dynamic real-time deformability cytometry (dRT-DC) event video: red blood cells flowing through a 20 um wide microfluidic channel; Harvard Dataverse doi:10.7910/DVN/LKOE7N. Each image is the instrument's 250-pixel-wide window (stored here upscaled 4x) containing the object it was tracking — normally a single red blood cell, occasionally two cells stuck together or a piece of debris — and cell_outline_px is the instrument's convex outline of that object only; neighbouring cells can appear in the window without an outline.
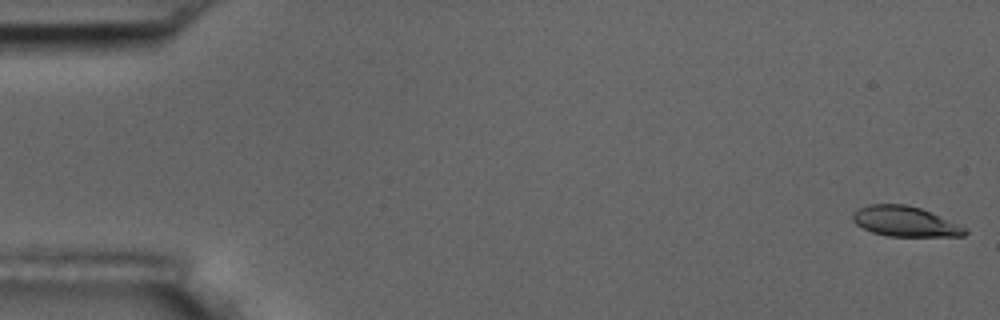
{"species": "common noctule bat (a hibernating species)", "species_latin": "Nyctalus noctula", "temperature_condition": "room temperature", "stored_images_in_passage": 56, "camera_frame_rate_fps": 3000, "um_per_image_px": 0.085, "animal": {"sex": "male", "body_mass_g": 17.5, "forearm_length_mm": 52.3}, "frame": {"image": 1, "passage_image": 1, "time_ms": 0.0, "image_size_px": [1000, 320], "cell_outline_px": [[968, 232], [964, 236], [888, 236], [872, 232], [856, 224], [852, 220], [852, 212], [868, 204], [908, 204], [920, 208], [964, 228]], "centroid_in_image_um": [76.85, 18.82], "position_along_channel_um": 8.1, "area_um2": 19.36}}
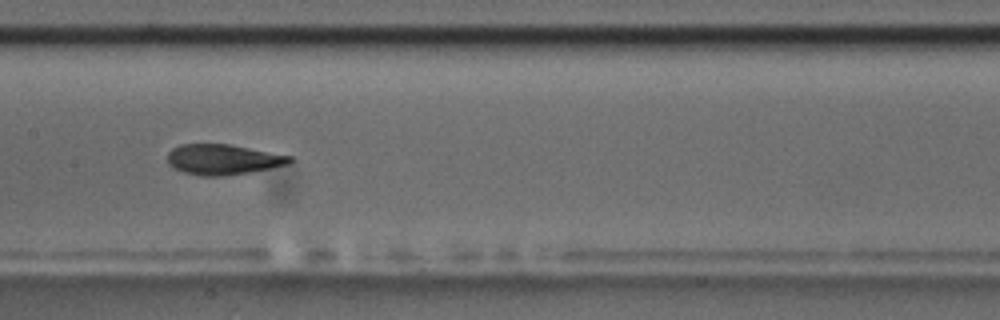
{"frame": {"image": 2, "passage_image": 28, "time_ms": 9.0, "image_size_px": [1000, 320], "cell_outline_px": [[296, 160], [288, 164], [272, 168], [252, 172], [224, 176], [200, 176], [184, 172], [172, 168], [168, 164], [168, 152], [172, 148], [180, 144], [228, 144], [292, 156]], "centroid_in_image_um": [18.96, 13.56], "position_along_channel_um": 188.4, "area_um2": 21.85}}
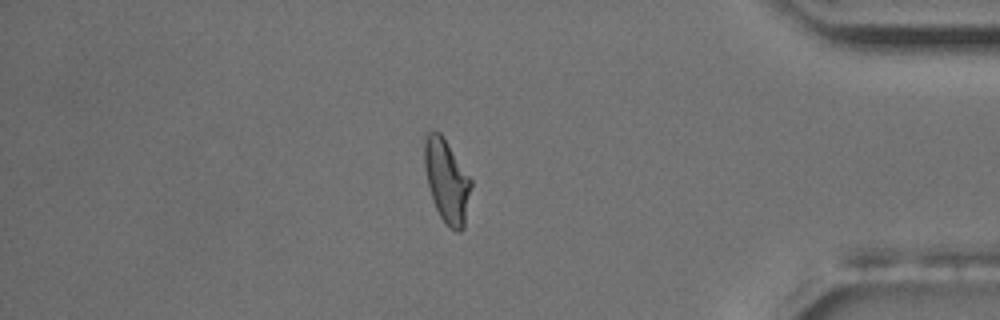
{"frame": {"image": 3, "passage_image": 48, "time_ms": 15.667, "image_size_px": [1000, 320], "cell_outline_px": [[472, 184], [464, 228], [460, 232], [456, 232], [448, 228], [440, 216], [436, 208], [428, 184], [424, 164], [424, 140], [428, 132], [440, 132], [472, 180]], "centroid_in_image_um": [37.99, 15.42], "position_along_channel_um": 397.2, "area_um2": 22.43}, "authors_computed_cell_mechanics": {"area_um2": 21.8484, "velocity_mm_per_s": 3.6158, "shape_relaxation_time_tau1_ms": 3.8823, "shape_relaxation_time_tau2_ms": 1.3553, "deformation_change_tau1": 0.1686, "deformation_change_tau2": 0.082}}